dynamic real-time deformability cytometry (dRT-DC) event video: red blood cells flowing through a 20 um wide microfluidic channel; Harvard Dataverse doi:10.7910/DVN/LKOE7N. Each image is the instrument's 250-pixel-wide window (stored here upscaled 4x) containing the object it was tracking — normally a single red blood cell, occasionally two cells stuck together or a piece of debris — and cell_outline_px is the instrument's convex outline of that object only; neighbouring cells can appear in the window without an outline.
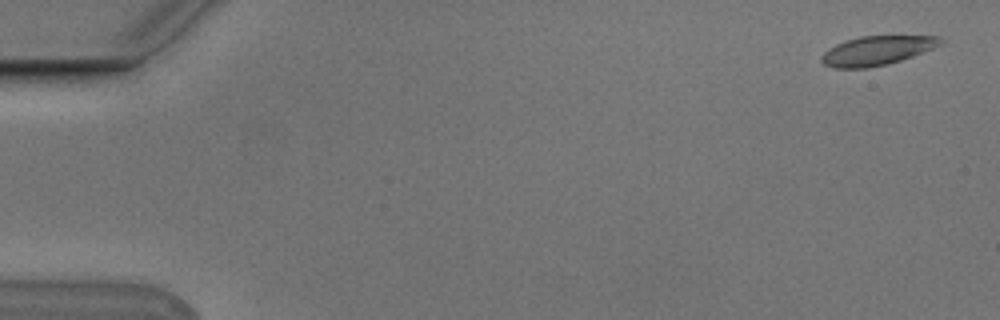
{"species": "Egyptian fruit bat (a non-hibernating species)", "species_latin": "Rousettus aegyptiacus", "temperature_condition": "cold", "stored_images_in_passage": 4, "camera_frame_rate_fps": 3000, "um_per_image_px": 0.085, "animal": {"sex": "male"}, "frame": {"image": 1, "passage_image": 1, "time_ms": 0.0, "image_size_px": [1000, 320], "cell_outline_px": [[944, 40], [940, 44], [932, 48], [912, 56], [888, 64], [868, 68], [832, 68], [824, 64], [820, 60], [820, 56], [828, 48], [844, 40], [860, 36], [940, 36]], "centroid_in_image_um": [74.48, 4.3], "position_along_channel_um": 10.5, "area_um2": 20.23}}